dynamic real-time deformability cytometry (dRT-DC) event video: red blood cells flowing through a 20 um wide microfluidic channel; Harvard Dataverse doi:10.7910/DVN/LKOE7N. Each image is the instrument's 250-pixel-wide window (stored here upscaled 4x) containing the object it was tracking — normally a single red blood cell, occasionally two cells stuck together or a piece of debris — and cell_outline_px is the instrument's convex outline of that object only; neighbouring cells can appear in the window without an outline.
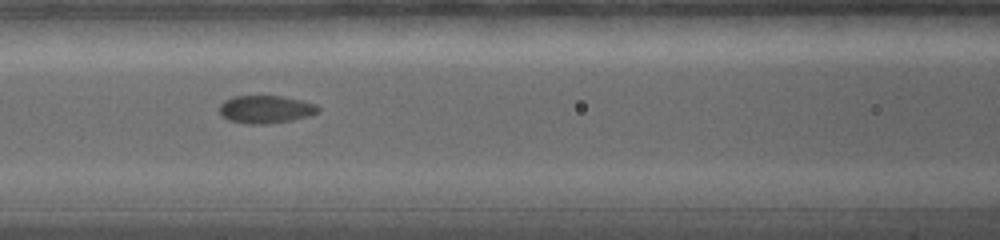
{"species": "common noctule bat (a hibernating species)", "species_latin": "Nyctalus noctula", "temperature_condition": "warm", "stored_images_in_passage": 25, "camera_frame_rate_fps": 5000, "um_per_image_px": 0.085, "animal": {"sex": "female", "body_mass_g": 19.0, "forearm_length_mm": 56.7}, "frame": {"image": 1, "passage_image": 7, "time_ms": 5.8, "image_size_px": [1000, 240], "cell_outline_px": [[320, 112], [308, 116], [292, 120], [268, 124], [244, 124], [228, 120], [220, 116], [220, 104], [224, 100], [232, 96], [280, 96], [300, 100], [316, 104], [320, 108]], "centroid_in_image_um": [22.56, 9.3], "position_along_channel_um": 144.0, "area_um2": 16.18}}
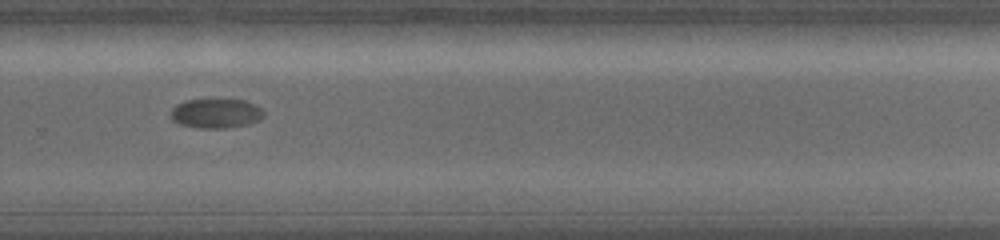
{"frame": {"image": 2, "passage_image": 15, "time_ms": 10.6, "image_size_px": [1000, 240], "cell_outline_px": [[264, 116], [260, 120], [248, 124], [224, 128], [200, 128], [180, 124], [172, 120], [172, 108], [176, 104], [184, 100], [244, 100], [256, 104], [264, 112]], "centroid_in_image_um": [18.37, 9.64], "position_along_channel_um": 311.4, "area_um2": 15.9}}
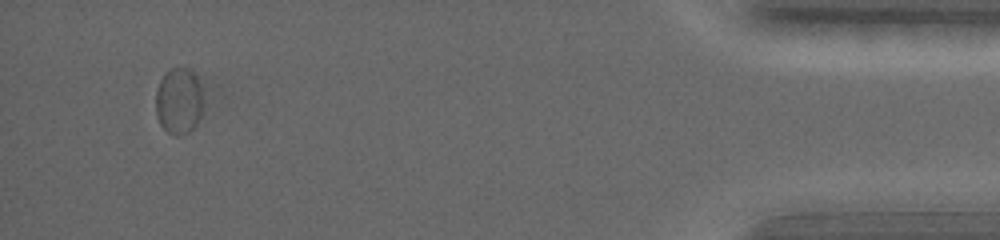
{"frame": {"image": 3, "passage_image": 22, "time_ms": 16.4, "image_size_px": [1000, 240], "cell_outline_px": [[200, 116], [196, 124], [184, 136], [176, 136], [168, 132], [160, 124], [156, 116], [156, 88], [164, 72], [176, 64], [188, 68], [196, 76], [200, 84]], "centroid_in_image_um": [15.15, 8.54], "position_along_channel_um": 420.1, "area_um2": 18.5}}